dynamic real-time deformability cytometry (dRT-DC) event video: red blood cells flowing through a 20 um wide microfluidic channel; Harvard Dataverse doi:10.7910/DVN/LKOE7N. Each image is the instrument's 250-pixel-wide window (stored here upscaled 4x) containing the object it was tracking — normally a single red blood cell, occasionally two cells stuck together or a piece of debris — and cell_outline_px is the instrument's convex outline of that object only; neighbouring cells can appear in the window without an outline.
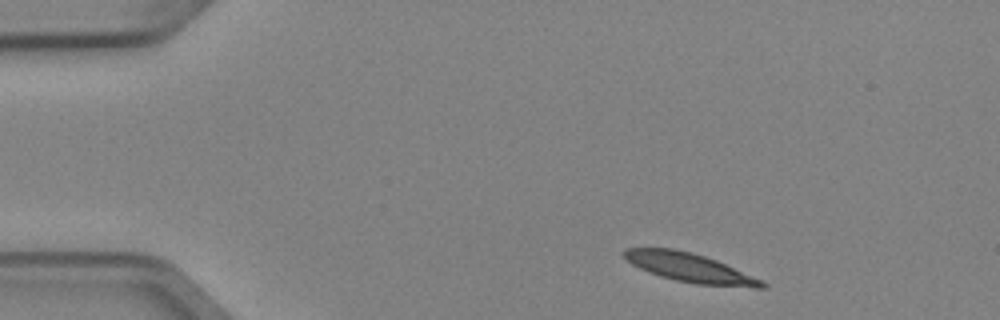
{"species": "Egyptian fruit bat (a non-hibernating species)", "species_latin": "Rousettus aegyptiacus", "temperature_condition": "cold", "stored_images_in_passage": 3, "camera_frame_rate_fps": 3000, "um_per_image_px": 0.085, "animal": {"sex": "female"}, "frame": {"image": 1, "passage_image": 1, "time_ms": 0.0, "image_size_px": [1000, 320], "cell_outline_px": [[768, 284], [764, 288], [756, 288], [696, 284], [676, 280], [660, 276], [648, 272], [632, 264], [620, 252], [624, 248], [672, 248], [692, 252], [716, 260], [764, 280]], "centroid_in_image_um": [58.66, 22.76], "position_along_channel_um": 26.3, "area_um2": 23.35}}